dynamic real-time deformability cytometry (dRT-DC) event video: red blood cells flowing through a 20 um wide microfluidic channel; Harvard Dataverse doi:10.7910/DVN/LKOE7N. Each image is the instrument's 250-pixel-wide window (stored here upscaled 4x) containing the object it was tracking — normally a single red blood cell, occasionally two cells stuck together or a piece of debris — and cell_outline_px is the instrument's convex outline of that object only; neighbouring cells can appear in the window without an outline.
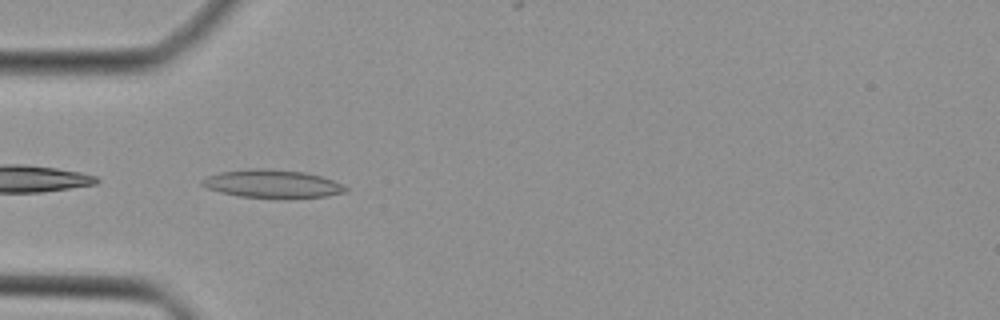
{"species": "Egyptian fruit bat (a non-hibernating species)", "species_latin": "Rousettus aegyptiacus", "temperature_condition": "cold", "stored_images_in_passage": 29, "camera_frame_rate_fps": 3000, "um_per_image_px": 0.085, "animal": {"sex": "female"}, "frame": {"image": 1, "passage_image": 1, "time_ms": 0.0, "image_size_px": [1000, 320], "cell_outline_px": [[348, 192], [324, 196], [240, 196], [220, 192], [208, 188], [200, 184], [200, 180], [208, 176], [220, 172], [248, 168], [264, 168], [304, 172], [320, 176], [332, 180], [348, 188]], "centroid_in_image_um": [23.09, 15.58], "position_along_channel_um": 61.9, "area_um2": 22.72}}
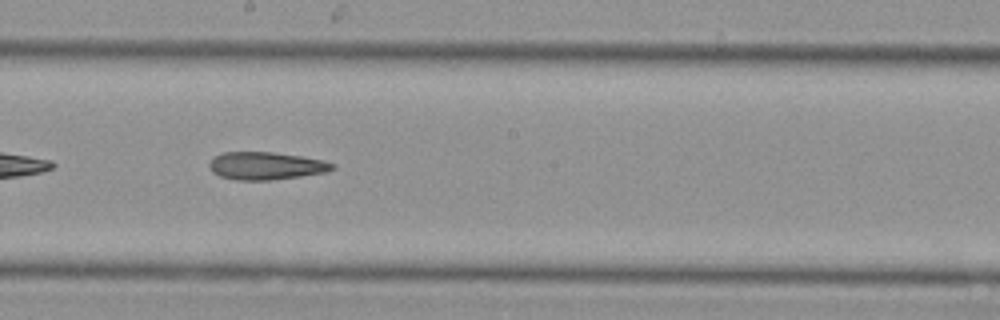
{"frame": {"image": 2, "passage_image": 12, "time_ms": 3.667, "image_size_px": [1000, 320], "cell_outline_px": [[336, 168], [324, 172], [300, 176], [272, 180], [236, 180], [220, 176], [212, 172], [208, 164], [216, 156], [224, 152], [272, 152], [300, 156], [324, 160], [336, 164]], "centroid_in_image_um": [22.62, 14.1], "position_along_channel_um": 225.6, "area_um2": 19.77}}
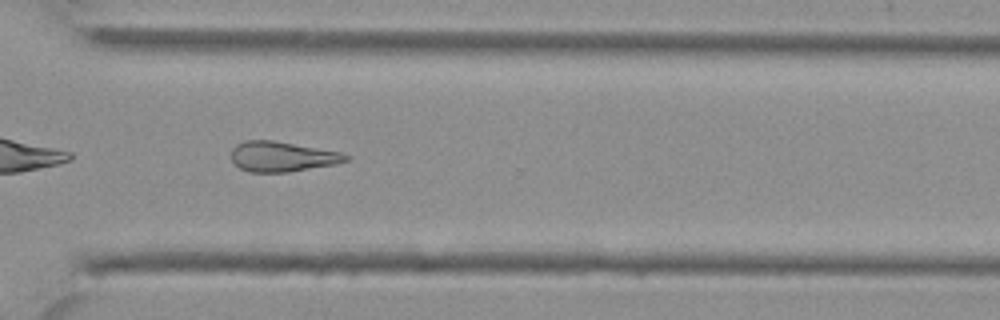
{"frame": {"image": 3, "passage_image": 20, "time_ms": 6.333, "image_size_px": [1000, 320], "cell_outline_px": [[352, 156], [348, 160], [336, 164], [288, 172], [248, 172], [240, 168], [232, 160], [232, 148], [236, 144], [244, 140], [272, 140], [340, 152]], "centroid_in_image_um": [23.98, 13.31], "position_along_channel_um": 346.6, "area_um2": 20.06}}